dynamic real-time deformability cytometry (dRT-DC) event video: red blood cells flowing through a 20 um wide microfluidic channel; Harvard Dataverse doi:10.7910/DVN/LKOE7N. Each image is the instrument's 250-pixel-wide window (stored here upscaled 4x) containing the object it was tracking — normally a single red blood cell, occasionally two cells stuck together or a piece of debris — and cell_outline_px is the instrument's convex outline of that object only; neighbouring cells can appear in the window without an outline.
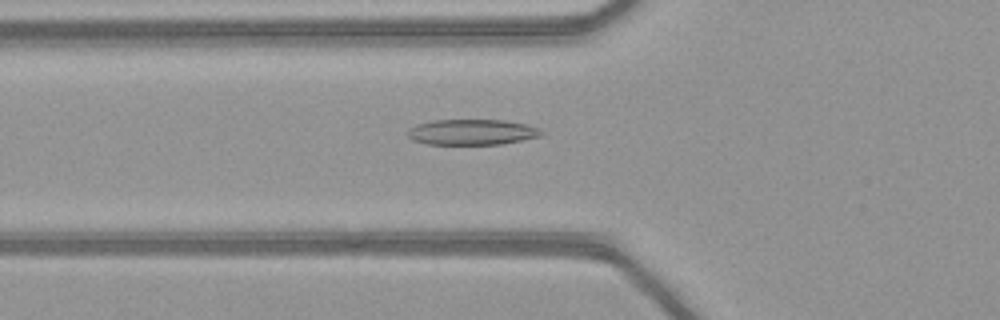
{"species": "common noctule bat (a hibernating species)", "species_latin": "Nyctalus noctula", "temperature_condition": "warm", "stored_images_in_passage": 48, "camera_frame_rate_fps": 3000, "um_per_image_px": 0.085, "animal": {"sex": "female", "body_mass_g": 21.9}, "frame": {"image": 1, "passage_image": 17, "time_ms": 5.333, "image_size_px": [1000, 320], "cell_outline_px": [[544, 132], [540, 136], [500, 144], [428, 144], [412, 140], [408, 136], [408, 128], [416, 124], [432, 120], [504, 120], [524, 124], [540, 128]], "centroid_in_image_um": [40.08, 11.22], "position_along_channel_um": 85.7, "area_um2": 19.88}}
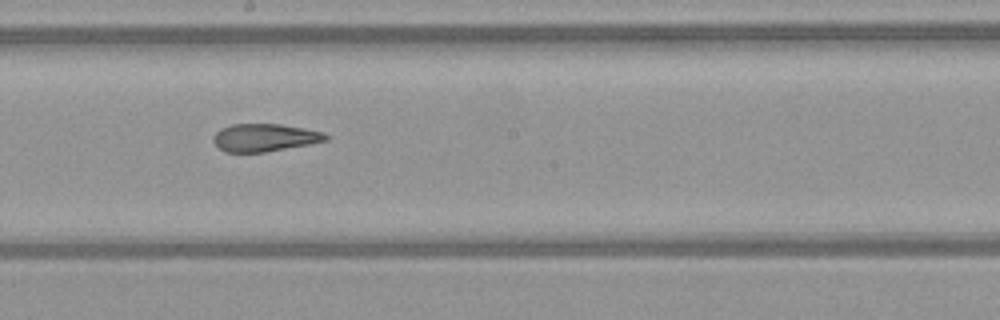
{"frame": {"image": 2, "passage_image": 27, "time_ms": 8.667, "image_size_px": [1000, 320], "cell_outline_px": [[328, 140], [308, 144], [264, 152], [224, 152], [212, 140], [212, 136], [220, 128], [232, 124], [280, 124], [324, 132], [328, 136]], "centroid_in_image_um": [22.46, 11.69], "position_along_channel_um": 225.7, "area_um2": 18.03}}
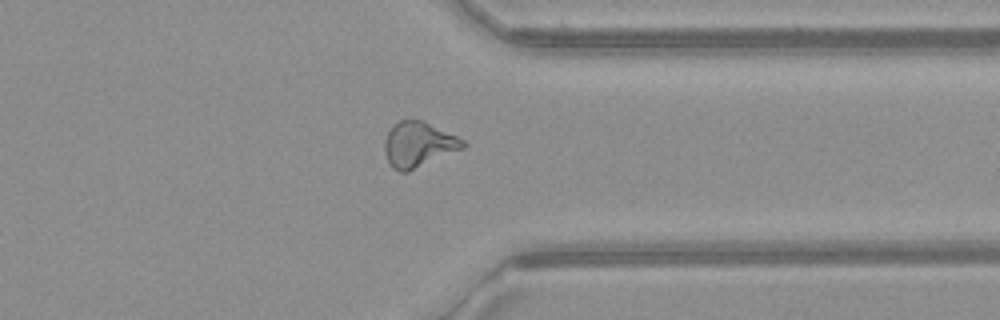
{"frame": {"image": 3, "passage_image": 38, "time_ms": 12.333, "image_size_px": [1000, 320], "cell_outline_px": [[468, 144], [464, 148], [408, 172], [400, 172], [392, 168], [384, 152], [384, 140], [392, 124], [400, 120], [424, 120], [464, 140]], "centroid_in_image_um": [35.56, 12.28], "position_along_channel_um": 375.8, "area_um2": 20.81}, "authors_computed_cell_mechanics": {"area_um2": 20.0566, "velocity_mm_per_s": 4.1548, "shape_relaxation_time_tau1_ms": 10.2927, "shape_relaxation_time_tau2_ms": 1.9768, "deformation_change_tau1": 0.2785, "deformation_change_tau2": 0.1128}}